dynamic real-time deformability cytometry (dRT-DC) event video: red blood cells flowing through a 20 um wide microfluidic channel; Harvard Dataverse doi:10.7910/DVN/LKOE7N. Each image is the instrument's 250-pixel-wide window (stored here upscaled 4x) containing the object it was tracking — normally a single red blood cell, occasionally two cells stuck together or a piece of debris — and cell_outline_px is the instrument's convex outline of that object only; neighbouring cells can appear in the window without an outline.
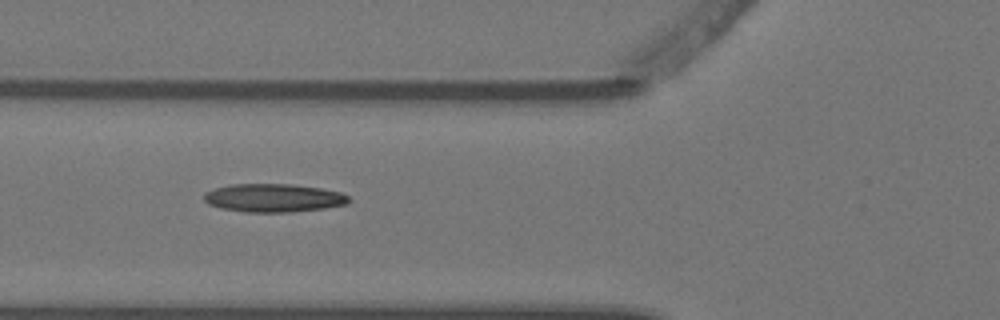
{"species": "Egyptian fruit bat (a non-hibernating species)", "species_latin": "Rousettus aegyptiacus", "temperature_condition": "warm", "stored_images_in_passage": 9, "camera_frame_rate_fps": 3000, "um_per_image_px": 0.085, "animal": {"sex": "female"}, "frame": {"image": 1, "passage_image": 6, "time_ms": 1.667, "image_size_px": [1000, 320], "cell_outline_px": [[348, 204], [324, 208], [288, 212], [248, 212], [220, 208], [208, 204], [204, 200], [204, 192], [216, 188], [232, 184], [292, 184], [320, 188], [340, 192], [348, 196]], "centroid_in_image_um": [23.23, 16.82], "position_along_channel_um": 102.6, "area_um2": 23.76}}
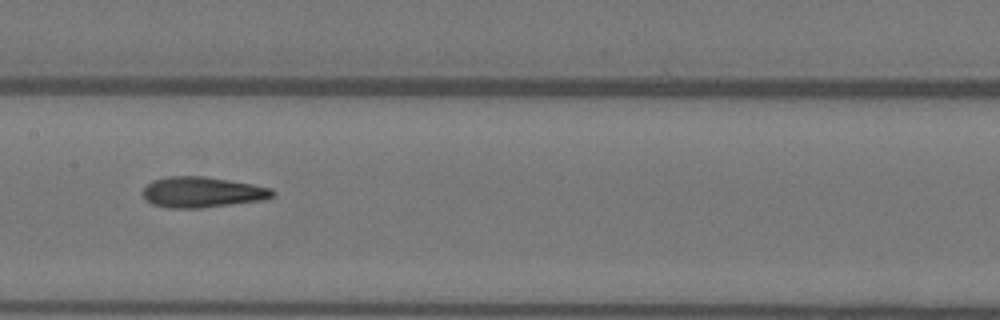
{"frame": {"image": 2, "passage_image": 8, "time_ms": 2.333, "image_size_px": [1000, 320], "cell_outline_px": [[276, 192], [272, 196], [264, 200], [200, 208], [168, 208], [152, 204], [144, 196], [144, 188], [152, 180], [168, 176], [204, 176], [252, 184], [272, 188]], "centroid_in_image_um": [17.2, 16.33], "position_along_channel_um": 190.2, "area_um2": 23.06}}
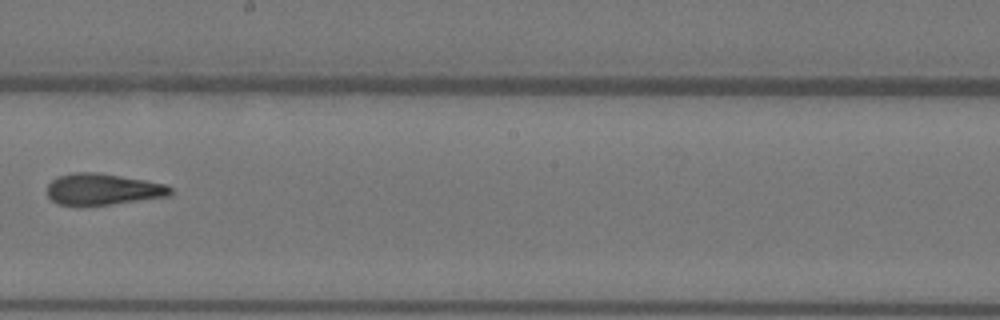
{"frame": {"image": 3, "passage_image": 9, "time_ms": 2.667, "image_size_px": [1000, 320], "cell_outline_px": [[172, 192], [168, 196], [112, 204], [60, 204], [52, 200], [48, 196], [48, 184], [52, 180], [60, 176], [72, 172], [96, 172], [144, 180], [164, 184], [172, 188]], "centroid_in_image_um": [8.75, 16.07], "position_along_channel_um": 239.5, "area_um2": 22.02}}